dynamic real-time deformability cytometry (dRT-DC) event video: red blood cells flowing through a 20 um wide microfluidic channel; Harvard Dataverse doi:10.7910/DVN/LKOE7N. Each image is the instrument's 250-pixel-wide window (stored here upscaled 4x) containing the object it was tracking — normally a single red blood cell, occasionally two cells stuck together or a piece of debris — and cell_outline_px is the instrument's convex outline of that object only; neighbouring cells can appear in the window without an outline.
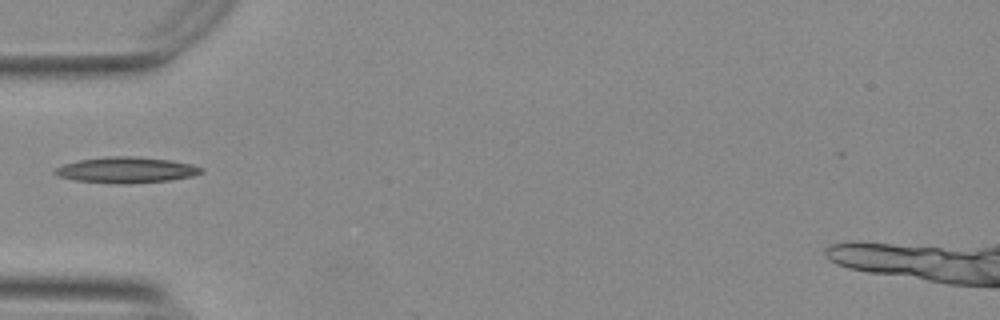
{"species": "Egyptian fruit bat (a non-hibernating species)", "species_latin": "Rousettus aegyptiacus", "temperature_condition": "warm", "stored_images_in_passage": 3, "camera_frame_rate_fps": 3000, "um_per_image_px": 0.085, "animal": {"sex": "female"}, "frame": {"image": 1, "passage_image": 1, "time_ms": 0.0, "image_size_px": [1000, 320], "cell_outline_px": [[204, 172], [192, 176], [168, 180], [124, 184], [120, 184], [76, 180], [60, 176], [52, 172], [56, 168], [64, 164], [80, 160], [108, 156], [136, 156], [172, 160], [192, 164], [204, 168]], "centroid_in_image_um": [10.78, 14.44], "position_along_channel_um": 74.2, "area_um2": 21.96}}